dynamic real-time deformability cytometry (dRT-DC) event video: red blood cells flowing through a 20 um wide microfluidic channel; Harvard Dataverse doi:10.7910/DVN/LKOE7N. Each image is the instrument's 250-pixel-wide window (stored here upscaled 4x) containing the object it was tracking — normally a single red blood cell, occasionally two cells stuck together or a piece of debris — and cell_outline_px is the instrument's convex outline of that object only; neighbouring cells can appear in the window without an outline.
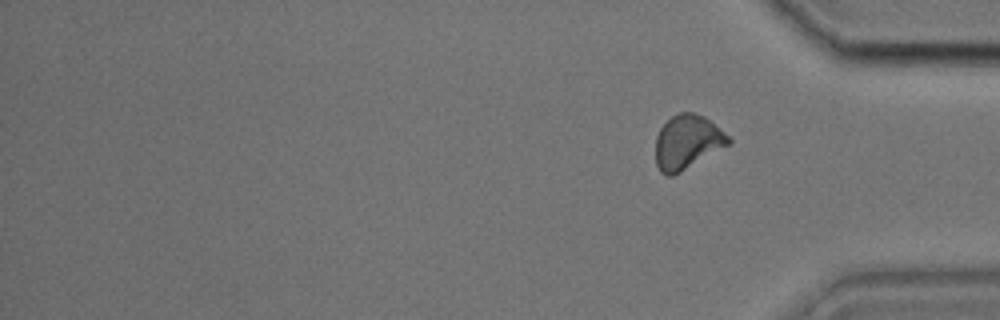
{"species": "common noctule bat (a hibernating species)", "species_latin": "Nyctalus noctula", "temperature_condition": "cold", "stored_images_in_passage": 41, "segment_of_instrument_passage": [2, 2], "camera_frame_rate_fps": 3000, "um_per_image_px": 0.085, "animal": {"sex": "male", "body_mass_g": 17.9, "forearm_length_mm": 54.2}, "frame": {"image": 1, "passage_image": 41, "time_ms": 13.333, "image_size_px": [1000, 320], "cell_outline_px": [[732, 144], [680, 172], [672, 176], [668, 176], [660, 172], [656, 164], [656, 136], [660, 128], [672, 116], [680, 112], [692, 112], [704, 116], [724, 132], [732, 140]], "centroid_in_image_um": [58.43, 12.09], "position_along_channel_um": 376.8, "area_um2": 23.06}}